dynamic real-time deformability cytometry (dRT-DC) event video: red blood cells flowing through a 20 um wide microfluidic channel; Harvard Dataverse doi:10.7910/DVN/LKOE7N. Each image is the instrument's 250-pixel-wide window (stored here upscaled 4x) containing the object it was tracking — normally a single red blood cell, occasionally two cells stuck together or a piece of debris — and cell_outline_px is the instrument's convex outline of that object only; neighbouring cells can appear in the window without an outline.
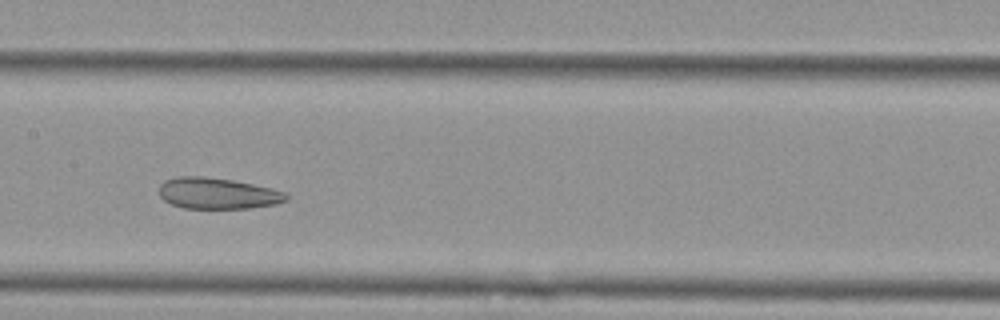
{"species": "Egyptian fruit bat (a non-hibernating species)", "species_latin": "Rousettus aegyptiacus", "temperature_condition": "cold", "stored_images_in_passage": 7, "camera_frame_rate_fps": 3000, "um_per_image_px": 0.085, "animal": {"sex": "female"}, "frame": {"image": 1, "passage_image": 4, "time_ms": 1.0, "image_size_px": [1000, 320], "cell_outline_px": [[288, 200], [276, 204], [248, 208], [184, 208], [172, 204], [164, 200], [160, 196], [160, 184], [164, 180], [176, 176], [204, 176], [232, 180], [272, 188], [288, 192]], "centroid_in_image_um": [18.51, 16.43], "position_along_channel_um": 188.9, "area_um2": 23.18}}
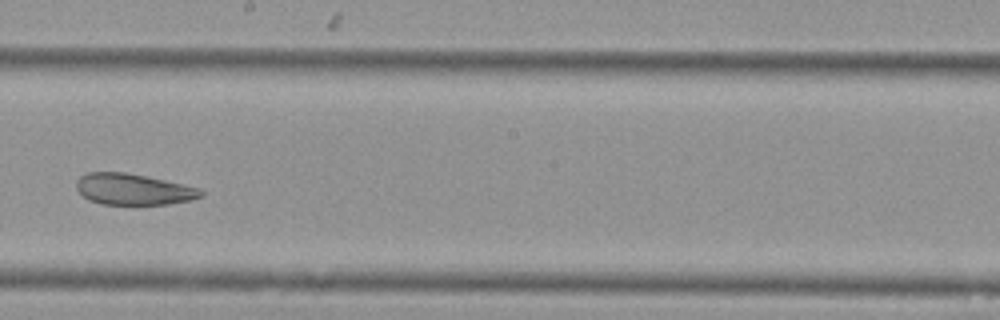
{"frame": {"image": 2, "passage_image": 5, "time_ms": 1.333, "image_size_px": [1000, 320], "cell_outline_px": [[204, 196], [192, 200], [168, 204], [100, 204], [88, 200], [76, 188], [76, 180], [80, 176], [88, 172], [124, 172], [184, 184], [200, 188], [204, 192]], "centroid_in_image_um": [11.34, 16.09], "position_along_channel_um": 236.9, "area_um2": 22.66}}
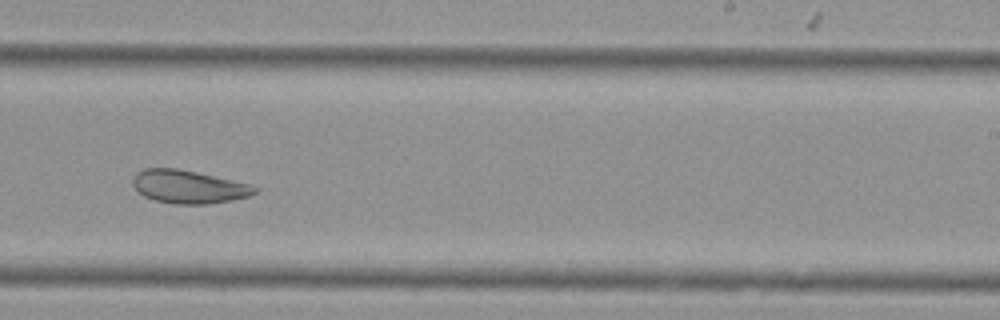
{"frame": {"image": 3, "passage_image": 6, "time_ms": 1.667, "image_size_px": [1000, 320], "cell_outline_px": [[260, 188], [252, 196], [232, 200], [208, 204], [176, 204], [156, 200], [144, 196], [132, 184], [132, 180], [136, 172], [144, 168], [176, 168], [196, 172], [252, 184]], "centroid_in_image_um": [16.08, 15.87], "position_along_channel_um": 272.9, "area_um2": 23.64}}